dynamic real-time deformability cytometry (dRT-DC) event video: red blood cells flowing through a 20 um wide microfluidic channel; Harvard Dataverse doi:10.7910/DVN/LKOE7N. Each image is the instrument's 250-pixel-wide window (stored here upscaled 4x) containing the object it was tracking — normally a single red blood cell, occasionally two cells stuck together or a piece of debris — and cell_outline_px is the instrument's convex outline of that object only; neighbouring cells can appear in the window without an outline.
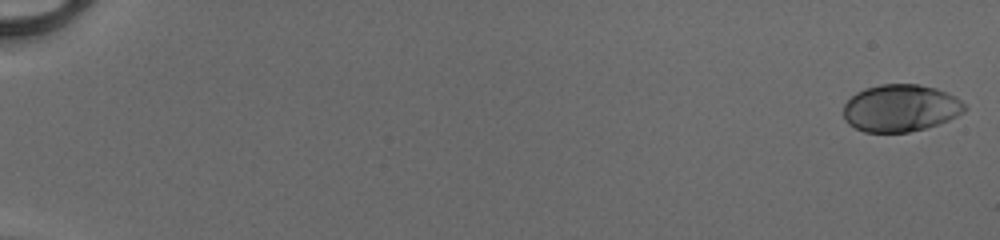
{"species": "human", "species_latin": "Homo sapiens", "temperature_condition": "cold", "stored_images_in_passage": 52, "camera_frame_rate_fps": 3000, "um_per_image_px": 0.085, "donor": {"sex": "male"}, "frame": {"image": 1, "passage_image": 1, "time_ms": 0.0, "image_size_px": [1000, 240], "cell_outline_px": [[968, 108], [964, 112], [948, 120], [928, 128], [908, 132], [864, 132], [848, 124], [844, 120], [844, 104], [856, 92], [864, 88], [880, 84], [920, 84], [936, 88], [948, 92], [956, 96]], "centroid_in_image_um": [76.56, 9.18], "position_along_channel_um": 8.4, "area_um2": 33.64}}
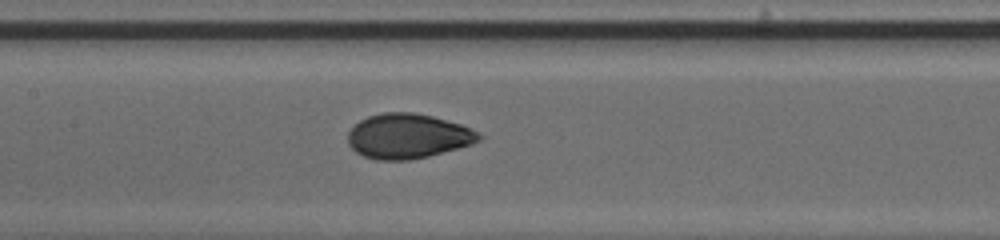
{"frame": {"image": 2, "passage_image": 28, "time_ms": 9.0, "image_size_px": [1000, 240], "cell_outline_px": [[484, 136], [480, 140], [472, 144], [428, 156], [408, 160], [376, 160], [364, 156], [356, 152], [348, 144], [348, 132], [360, 120], [368, 116], [384, 112], [412, 112], [432, 116], [460, 124], [472, 128], [480, 132]], "centroid_in_image_um": [34.68, 11.57], "position_along_channel_um": 172.7, "area_um2": 34.22}}
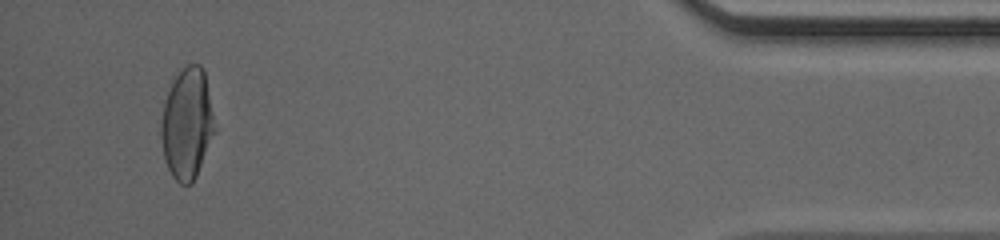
{"frame": {"image": 3, "passage_image": 50, "time_ms": 16.333, "image_size_px": [1000, 240], "cell_outline_px": [[216, 132], [196, 176], [192, 184], [180, 184], [172, 176], [164, 160], [160, 136], [160, 124], [164, 100], [176, 76], [188, 64], [200, 64], [204, 68], [216, 128]], "centroid_in_image_um": [15.9, 10.54], "position_along_channel_um": 419.3, "area_um2": 34.91}, "authors_computed_cell_mechanics": {"area_um2": 33.5529, "velocity_mm_per_s": 4.137, "shape_relaxation_time_tau1_ms": 4.2229, "shape_relaxation_time_tau2_ms": null, "deformation_change_tau1": 0.1665, "deformation_change_tau2": null}}